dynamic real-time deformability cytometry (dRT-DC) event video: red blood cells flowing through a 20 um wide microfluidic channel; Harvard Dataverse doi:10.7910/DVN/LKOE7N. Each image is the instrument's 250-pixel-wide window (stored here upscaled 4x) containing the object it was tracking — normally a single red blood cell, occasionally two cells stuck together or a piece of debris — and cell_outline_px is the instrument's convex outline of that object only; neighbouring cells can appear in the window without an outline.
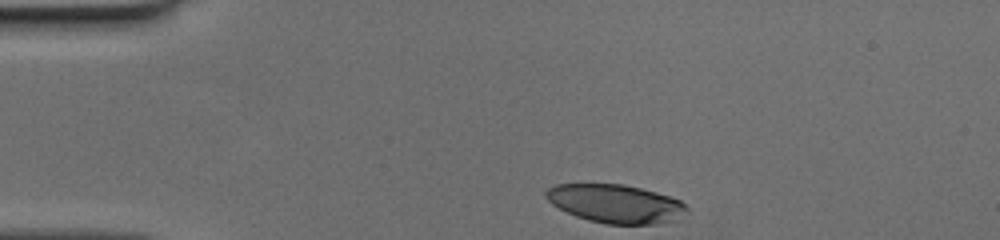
{"species": "human", "species_latin": "Homo sapiens", "temperature_condition": "cold", "stored_images_in_passage": 32, "camera_frame_rate_fps": 3000, "um_per_image_px": 0.085, "donor": {"sex": "female"}, "frame": {"image": 1, "passage_image": 1, "time_ms": 0.0, "image_size_px": [1000, 240], "cell_outline_px": [[688, 212], [652, 224], [608, 224], [588, 220], [576, 216], [552, 204], [544, 196], [544, 192], [548, 188], [556, 184], [624, 184], [656, 192], [680, 200], [688, 208]], "centroid_in_image_um": [52.25, 17.29], "position_along_channel_um": 32.8, "area_um2": 30.98}}
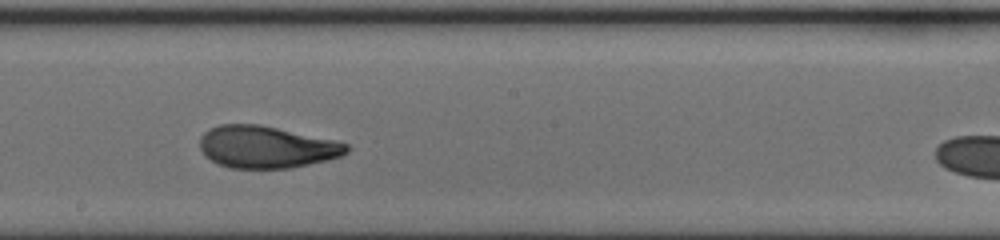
{"frame": {"image": 2, "passage_image": 19, "time_ms": 6.0, "image_size_px": [1000, 240], "cell_outline_px": [[348, 152], [340, 156], [308, 164], [288, 168], [232, 168], [220, 164], [204, 156], [200, 148], [200, 136], [208, 128], [220, 124], [260, 124], [336, 140], [348, 144]], "centroid_in_image_um": [22.61, 12.48], "position_along_channel_um": 225.6, "area_um2": 35.95}}
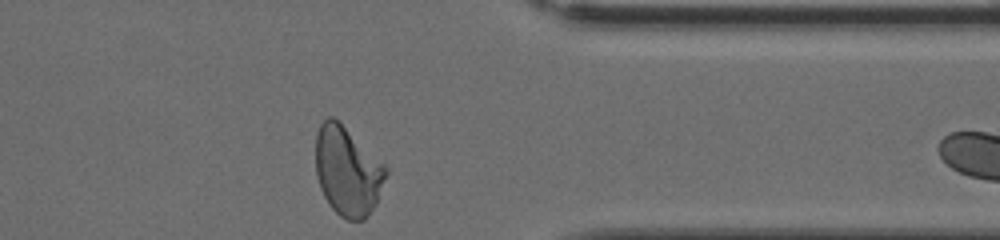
{"frame": {"image": 3, "passage_image": 31, "time_ms": 10.0, "image_size_px": [1000, 240], "cell_outline_px": [[388, 172], [376, 204], [364, 220], [348, 220], [340, 216], [328, 204], [320, 188], [316, 176], [316, 132], [320, 124], [328, 116], [332, 116], [384, 164], [388, 168]], "centroid_in_image_um": [29.52, 14.57], "position_along_channel_um": 381.9, "area_um2": 36.13}}